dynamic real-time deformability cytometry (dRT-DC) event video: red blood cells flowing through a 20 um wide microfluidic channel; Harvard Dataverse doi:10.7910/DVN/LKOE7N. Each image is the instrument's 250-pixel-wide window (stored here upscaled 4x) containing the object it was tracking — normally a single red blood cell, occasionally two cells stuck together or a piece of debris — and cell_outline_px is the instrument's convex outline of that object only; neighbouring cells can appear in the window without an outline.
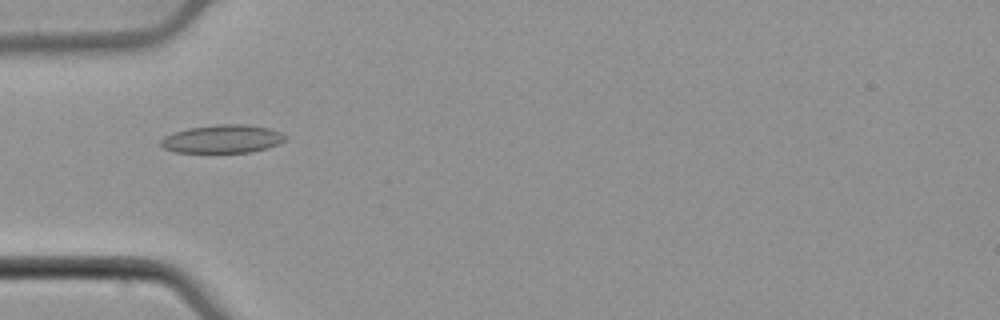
{"species": "common noctule bat (a hibernating species)", "species_latin": "Nyctalus noctula", "temperature_condition": "cold", "stored_images_in_passage": 53, "camera_frame_rate_fps": 3000, "um_per_image_px": 0.085, "animal": {"sex": "male", "body_mass_g": 21.5, "forearm_length_mm": 52.0}, "frame": {"image": 1, "passage_image": 17, "time_ms": 5.333, "image_size_px": [1000, 320], "cell_outline_px": [[288, 136], [280, 144], [268, 148], [252, 152], [172, 152], [164, 148], [160, 144], [160, 140], [164, 136], [172, 132], [188, 128], [216, 124], [244, 124], [268, 128], [280, 132]], "centroid_in_image_um": [18.9, 11.81], "position_along_channel_um": 66.1, "area_um2": 20.63}}
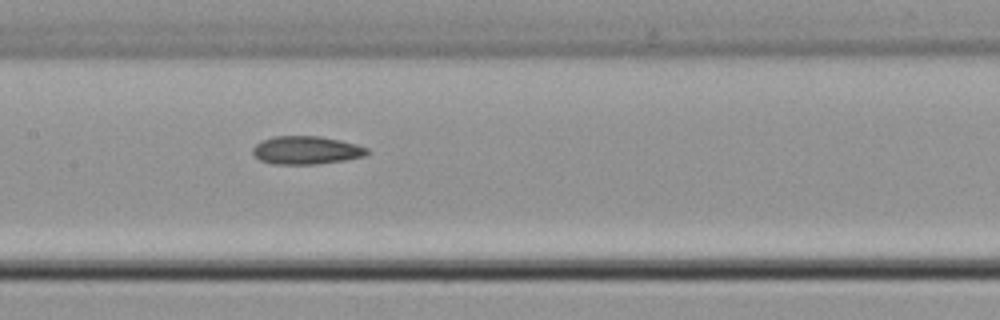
{"frame": {"image": 2, "passage_image": 26, "time_ms": 8.333, "image_size_px": [1000, 320], "cell_outline_px": [[372, 152], [364, 156], [344, 160], [316, 164], [272, 164], [260, 160], [252, 152], [252, 148], [256, 144], [272, 136], [320, 136], [340, 140], [356, 144], [368, 148]], "centroid_in_image_um": [26.05, 12.76], "position_along_channel_um": 181.3, "area_um2": 18.79}}
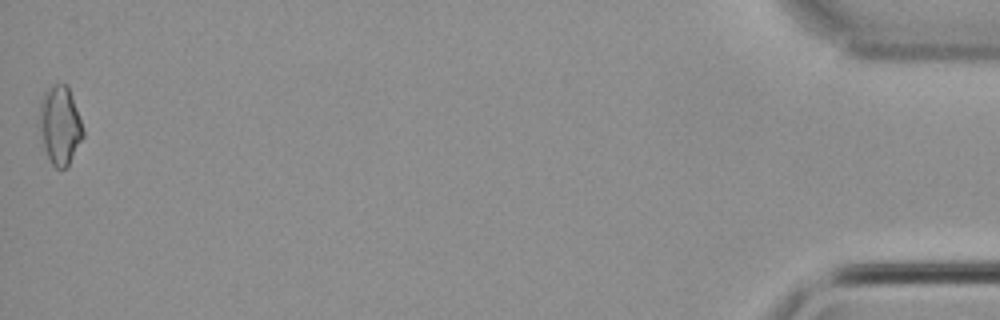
{"frame": {"image": 3, "passage_image": 53, "time_ms": 17.333, "image_size_px": [1000, 320], "cell_outline_px": [[84, 136], [68, 164], [64, 168], [56, 168], [52, 164], [44, 148], [40, 128], [40, 100], [44, 92], [52, 84], [68, 84], [84, 132]], "centroid_in_image_um": [5.09, 10.61], "position_along_channel_um": 430.1, "area_um2": 19.59}, "authors_computed_cell_mechanics": {"area_um2": 18.785, "velocity_mm_per_s": 3.8681, "shape_relaxation_time_tau1_ms": null, "shape_relaxation_time_tau2_ms": 8.0188, "deformation_change_tau1": null, "deformation_change_tau2": 0.1639}}